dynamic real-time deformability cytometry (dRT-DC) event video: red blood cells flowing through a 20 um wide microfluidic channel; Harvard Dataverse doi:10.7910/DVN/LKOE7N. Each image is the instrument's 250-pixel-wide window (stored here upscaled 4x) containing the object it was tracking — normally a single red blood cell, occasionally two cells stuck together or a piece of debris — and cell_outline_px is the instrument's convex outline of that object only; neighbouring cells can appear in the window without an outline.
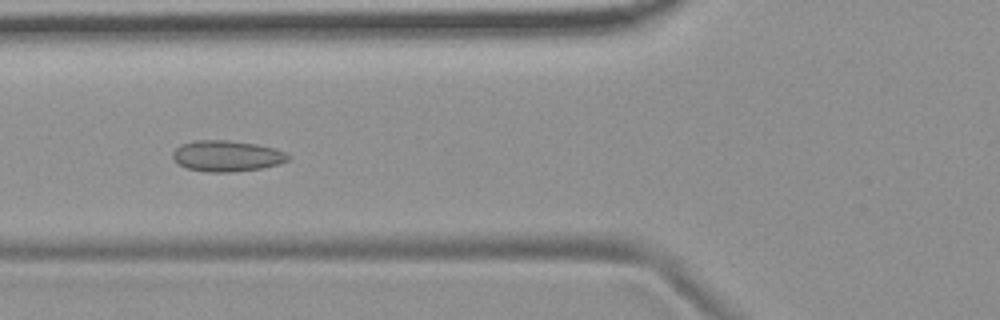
{"species": "common noctule bat (a hibernating species)", "species_latin": "Nyctalus noctula", "temperature_condition": "room temperature", "stored_images_in_passage": 43, "camera_frame_rate_fps": 3000, "um_per_image_px": 0.085, "animal": {"sex": "female", "body_mass_g": 19.9}, "frame": {"image": 1, "passage_image": 9, "time_ms": 2.667, "image_size_px": [1000, 320], "cell_outline_px": [[288, 160], [280, 164], [260, 168], [232, 172], [208, 172], [188, 168], [172, 160], [172, 152], [180, 144], [196, 140], [228, 140], [256, 144], [272, 148], [284, 152], [288, 156]], "centroid_in_image_um": [19.23, 13.25], "position_along_channel_um": 106.6, "area_um2": 20.69}}
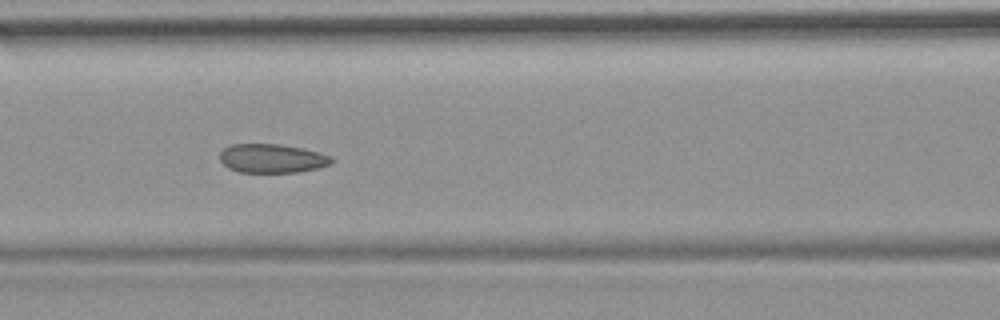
{"frame": {"image": 2, "passage_image": 12, "time_ms": 3.667, "image_size_px": [1000, 320], "cell_outline_px": [[332, 164], [300, 172], [240, 172], [228, 168], [220, 160], [220, 152], [224, 148], [232, 144], [280, 144], [300, 148], [332, 156]], "centroid_in_image_um": [23.1, 13.47], "position_along_channel_um": 143.5, "area_um2": 18.67}}
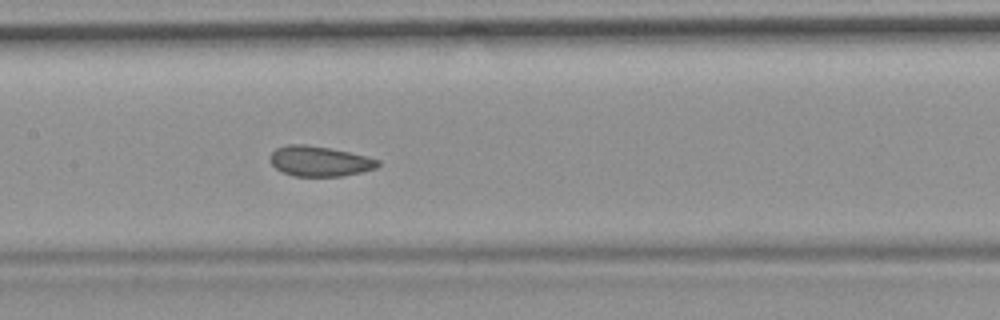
{"frame": {"image": 3, "passage_image": 15, "time_ms": 4.667, "image_size_px": [1000, 320], "cell_outline_px": [[380, 164], [376, 168], [344, 176], [292, 176], [276, 168], [268, 160], [272, 152], [276, 148], [288, 144], [308, 144], [348, 152], [380, 160]], "centroid_in_image_um": [27.13, 13.7], "position_along_channel_um": 180.3, "area_um2": 18.9}, "authors_computed_cell_mechanics": {"area_um2": 19.652, "velocity_mm_per_s": 3.6863, "shape_relaxation_time_tau1_ms": null, "shape_relaxation_time_tau2_ms": 1.4918, "deformation_change_tau1": null, "deformation_change_tau2": 0.0526}}